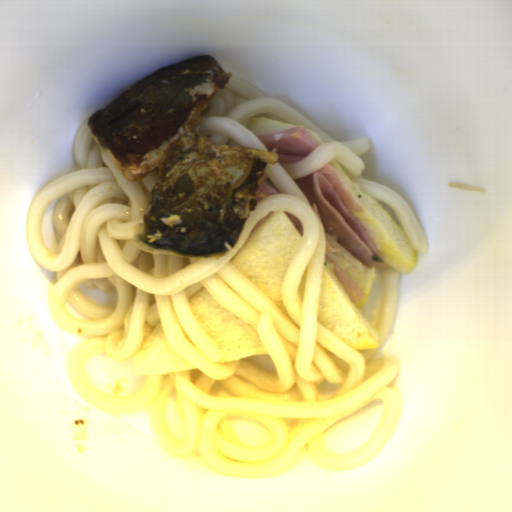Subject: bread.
Instances as JSON below:
<instances>
[{
    "label": "bread",
    "instance_id": "1",
    "mask_svg": "<svg viewBox=\"0 0 512 512\" xmlns=\"http://www.w3.org/2000/svg\"><path fill=\"white\" fill-rule=\"evenodd\" d=\"M301 239L284 211L269 213L229 260L291 323L281 289Z\"/></svg>",
    "mask_w": 512,
    "mask_h": 512
},
{
    "label": "bread",
    "instance_id": "2",
    "mask_svg": "<svg viewBox=\"0 0 512 512\" xmlns=\"http://www.w3.org/2000/svg\"><path fill=\"white\" fill-rule=\"evenodd\" d=\"M186 302L216 349L218 364L268 354L258 331L225 309L204 287L188 296Z\"/></svg>",
    "mask_w": 512,
    "mask_h": 512
},
{
    "label": "bread",
    "instance_id": "3",
    "mask_svg": "<svg viewBox=\"0 0 512 512\" xmlns=\"http://www.w3.org/2000/svg\"><path fill=\"white\" fill-rule=\"evenodd\" d=\"M327 165L332 166L363 210V212H354L352 215L372 240L385 264L408 275L418 254L402 227L353 181L336 160H332Z\"/></svg>",
    "mask_w": 512,
    "mask_h": 512
},
{
    "label": "bread",
    "instance_id": "4",
    "mask_svg": "<svg viewBox=\"0 0 512 512\" xmlns=\"http://www.w3.org/2000/svg\"><path fill=\"white\" fill-rule=\"evenodd\" d=\"M317 322L355 350L378 347L379 335L323 262Z\"/></svg>",
    "mask_w": 512,
    "mask_h": 512
},
{
    "label": "bread",
    "instance_id": "5",
    "mask_svg": "<svg viewBox=\"0 0 512 512\" xmlns=\"http://www.w3.org/2000/svg\"><path fill=\"white\" fill-rule=\"evenodd\" d=\"M196 369L166 343L161 321H157L129 359L124 372L141 377Z\"/></svg>",
    "mask_w": 512,
    "mask_h": 512
},
{
    "label": "bread",
    "instance_id": "6",
    "mask_svg": "<svg viewBox=\"0 0 512 512\" xmlns=\"http://www.w3.org/2000/svg\"><path fill=\"white\" fill-rule=\"evenodd\" d=\"M326 242L331 241L336 253L328 254V258L335 263L345 274H347L355 284L365 294L359 305H364L368 299L376 274V267H366L355 256H353L345 247H343L334 235H329L325 229Z\"/></svg>",
    "mask_w": 512,
    "mask_h": 512
},
{
    "label": "bread",
    "instance_id": "7",
    "mask_svg": "<svg viewBox=\"0 0 512 512\" xmlns=\"http://www.w3.org/2000/svg\"><path fill=\"white\" fill-rule=\"evenodd\" d=\"M248 129L251 130L257 136L275 134L285 130H289L296 126H292L280 120L268 119V118H250L247 122Z\"/></svg>",
    "mask_w": 512,
    "mask_h": 512
},
{
    "label": "bread",
    "instance_id": "8",
    "mask_svg": "<svg viewBox=\"0 0 512 512\" xmlns=\"http://www.w3.org/2000/svg\"><path fill=\"white\" fill-rule=\"evenodd\" d=\"M309 133L311 134V136L314 138V140L316 141L317 145H316V148L318 146H321V145H324V140L321 139L318 135H316L315 133H313L312 131L308 130Z\"/></svg>",
    "mask_w": 512,
    "mask_h": 512
}]
</instances>
